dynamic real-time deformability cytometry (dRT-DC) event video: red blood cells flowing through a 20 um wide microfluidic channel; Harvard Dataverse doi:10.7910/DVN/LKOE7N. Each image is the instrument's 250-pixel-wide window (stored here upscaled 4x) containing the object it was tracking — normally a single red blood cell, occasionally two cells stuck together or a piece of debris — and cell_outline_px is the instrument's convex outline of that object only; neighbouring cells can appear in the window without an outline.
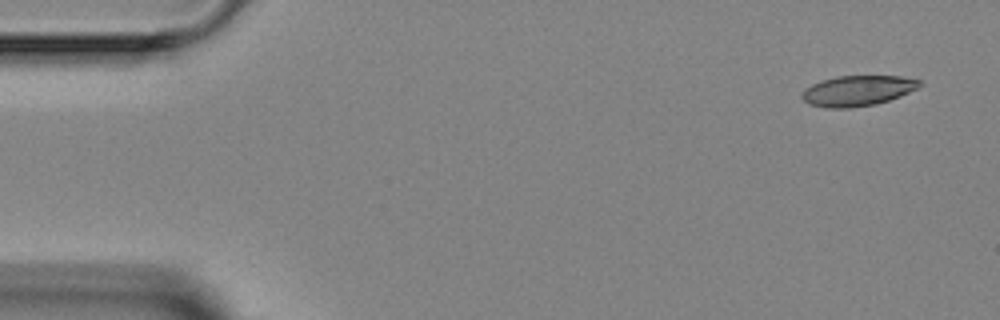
{"species": "Egyptian fruit bat (a non-hibernating species)", "species_latin": "Rousettus aegyptiacus", "temperature_condition": "room temperature", "stored_images_in_passage": 5, "segment_of_instrument_passage": [1, 2], "camera_frame_rate_fps": 3000, "um_per_image_px": 0.085, "animal": {"sex": "female"}, "frame": {"image": 1, "passage_image": 1, "time_ms": 0.0, "image_size_px": [1000, 320], "cell_outline_px": [[920, 88], [900, 96], [876, 104], [848, 108], [828, 108], [808, 104], [800, 96], [804, 88], [812, 84], [836, 76], [900, 76], [920, 80]], "centroid_in_image_um": [72.88, 7.71], "position_along_channel_um": 12.1, "area_um2": 20.87}}
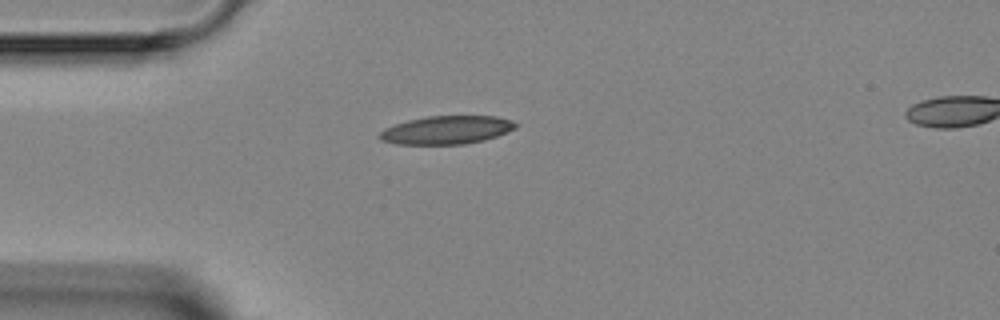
{"frame": {"image": 2, "passage_image": 4, "time_ms": 3.333, "image_size_px": [1000, 320], "cell_outline_px": [[516, 128], [508, 132], [484, 140], [464, 144], [396, 144], [380, 140], [376, 136], [384, 128], [408, 120], [428, 116], [496, 116], [512, 120], [516, 124]], "centroid_in_image_um": [37.94, 11.05], "position_along_channel_um": 47.1, "area_um2": 22.43}}